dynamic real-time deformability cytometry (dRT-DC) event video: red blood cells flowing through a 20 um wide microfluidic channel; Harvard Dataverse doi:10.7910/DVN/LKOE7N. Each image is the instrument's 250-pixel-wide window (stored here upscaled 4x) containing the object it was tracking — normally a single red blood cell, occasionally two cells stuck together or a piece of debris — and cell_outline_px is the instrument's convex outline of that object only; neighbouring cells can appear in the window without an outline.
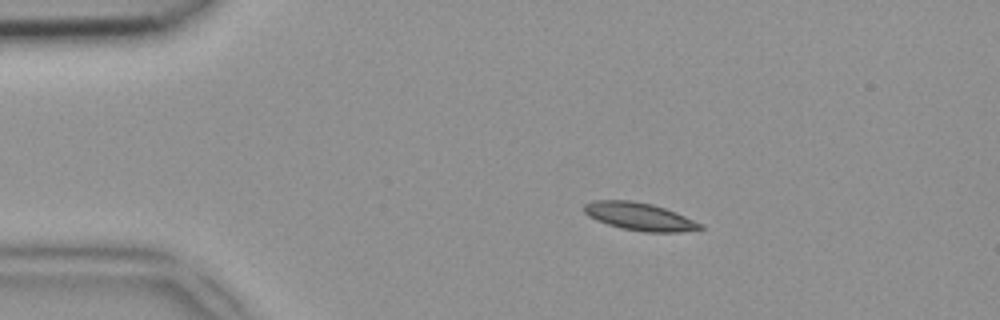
{"species": "common noctule bat (a hibernating species)", "species_latin": "Nyctalus noctula", "temperature_condition": "room temperature", "stored_images_in_passage": 42, "camera_frame_rate_fps": 3000, "um_per_image_px": 0.085, "animal": {"sex": "female", "body_mass_g": 18.4}, "frame": {"image": 1, "passage_image": 2, "time_ms": 0.333, "image_size_px": [1000, 320], "cell_outline_px": [[704, 228], [680, 232], [644, 232], [620, 228], [596, 220], [588, 216], [584, 212], [584, 204], [592, 200], [632, 200], [652, 204], [676, 212], [704, 224]], "centroid_in_image_um": [54.36, 18.4], "position_along_channel_um": 30.6, "area_um2": 18.9}}
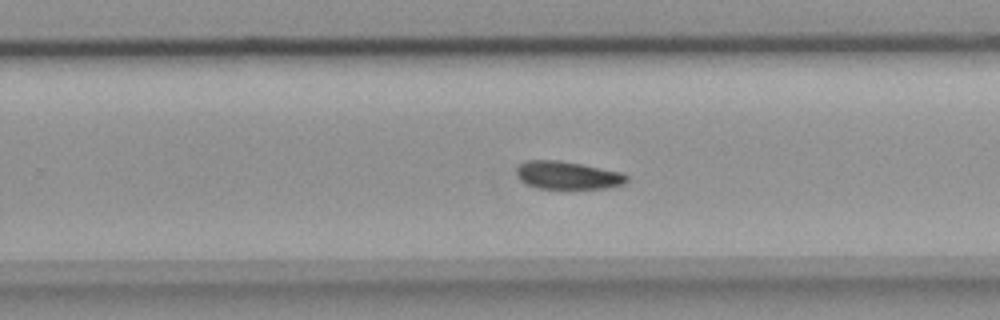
{"frame": {"image": 2, "passage_image": 24, "time_ms": 7.667, "image_size_px": [1000, 320], "cell_outline_px": [[628, 180], [624, 184], [608, 188], [540, 188], [528, 184], [520, 180], [516, 172], [516, 168], [520, 164], [528, 160], [560, 160], [624, 172], [628, 176]], "centroid_in_image_um": [48.29, 14.89], "position_along_channel_um": 281.5, "area_um2": 17.92}}
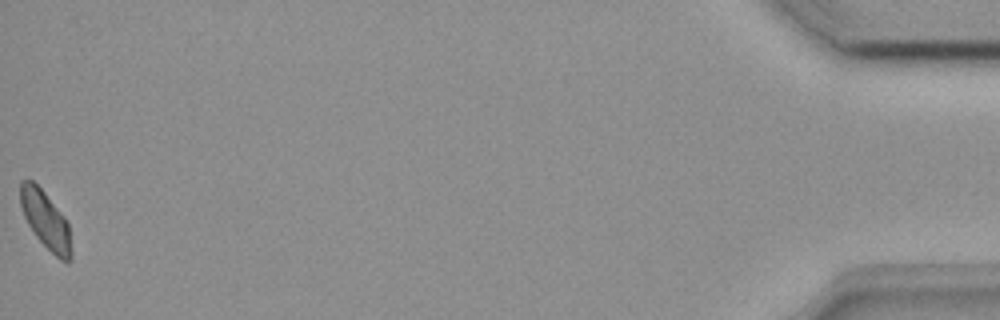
{"frame": {"image": 3, "passage_image": 42, "time_ms": 13.667, "image_size_px": [1000, 320], "cell_outline_px": [[72, 260], [68, 264], [60, 260], [36, 236], [28, 224], [24, 216], [20, 204], [20, 180], [32, 180], [44, 192], [64, 216], [68, 224], [72, 252]], "centroid_in_image_um": [3.89, 18.73], "position_along_channel_um": 431.3, "area_um2": 16.99}}